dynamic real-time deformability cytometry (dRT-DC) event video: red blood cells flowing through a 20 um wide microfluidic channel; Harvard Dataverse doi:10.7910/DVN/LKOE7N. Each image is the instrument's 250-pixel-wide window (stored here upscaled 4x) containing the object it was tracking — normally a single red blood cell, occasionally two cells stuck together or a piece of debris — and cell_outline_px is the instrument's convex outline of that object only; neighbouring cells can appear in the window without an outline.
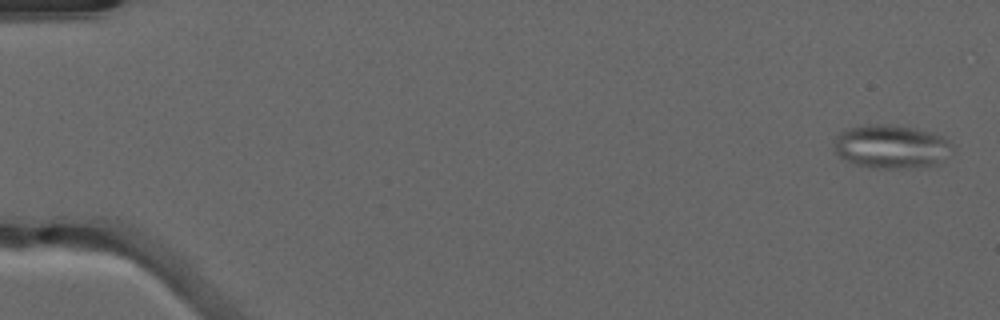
{"species": "common noctule bat (a hibernating species)", "species_latin": "Nyctalus noctula", "temperature_condition": "warm", "stored_images_in_passage": 49, "segment_of_instrument_passage": [1, 2], "camera_frame_rate_fps": 3000, "um_per_image_px": 0.085, "animal": {"sex": "male", "forearm_length_mm": 52.5}, "frame": {"image": 1, "passage_image": 2, "time_ms": 0.333, "image_size_px": [1000, 320], "cell_outline_px": [[952, 148], [936, 164], [908, 168], [868, 168], [844, 160], [836, 152], [836, 136], [840, 132], [848, 128], [864, 124], [884, 124], [912, 128], [932, 132], [948, 140], [952, 144]], "centroid_in_image_um": [75.71, 12.46], "position_along_channel_um": 9.3, "area_um2": 29.65}}
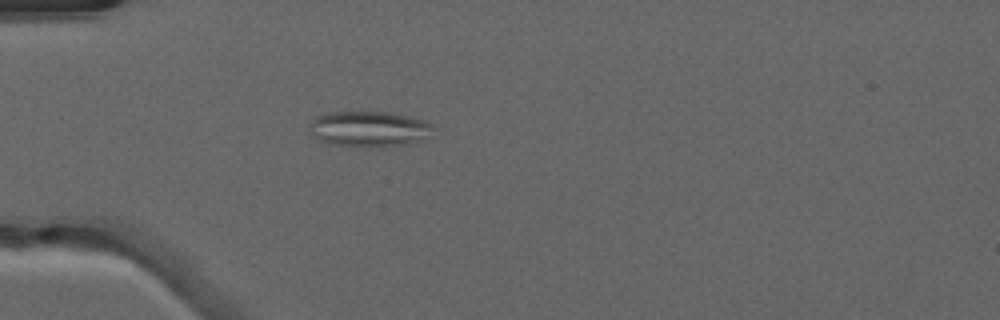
{"frame": {"image": 2, "passage_image": 16, "time_ms": 5.0, "image_size_px": [1000, 320], "cell_outline_px": [[432, 124], [428, 136], [420, 140], [404, 144], [332, 144], [320, 140], [312, 136], [308, 124], [316, 116], [328, 112], [388, 112], [408, 116], [424, 120]], "centroid_in_image_um": [31.31, 10.9], "position_along_channel_um": 53.7, "area_um2": 24.57}}